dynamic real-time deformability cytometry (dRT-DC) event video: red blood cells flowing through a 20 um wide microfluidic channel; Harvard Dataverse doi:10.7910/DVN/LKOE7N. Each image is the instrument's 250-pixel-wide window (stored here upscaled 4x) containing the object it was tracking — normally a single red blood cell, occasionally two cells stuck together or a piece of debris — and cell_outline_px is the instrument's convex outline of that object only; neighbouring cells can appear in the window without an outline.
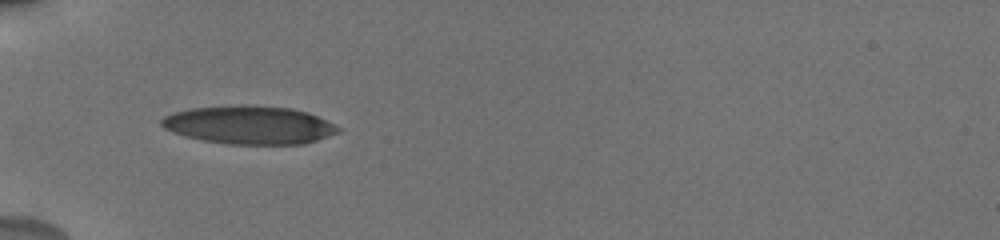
{"species": "human", "species_latin": "Homo sapiens", "temperature_condition": "cold", "stored_images_in_passage": 51, "camera_frame_rate_fps": 3000, "um_per_image_px": 0.085, "donor": {"sex": "male"}, "frame": {"image": 1, "passage_image": 1, "time_ms": 0.0, "image_size_px": [1000, 240], "cell_outline_px": [[344, 128], [340, 132], [304, 144], [228, 144], [204, 140], [184, 136], [172, 132], [164, 128], [160, 124], [160, 120], [164, 116], [176, 112], [192, 108], [240, 104], [244, 104], [292, 108], [308, 112]], "centroid_in_image_um": [21.22, 10.61], "position_along_channel_um": 63.8, "area_um2": 39.59}}
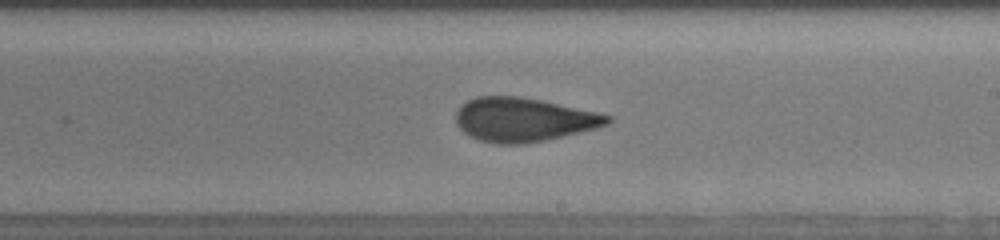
{"frame": {"image": 2, "passage_image": 22, "time_ms": 5.0, "image_size_px": [1000, 240], "cell_outline_px": [[612, 120], [608, 124], [596, 128], [544, 140], [524, 144], [496, 144], [480, 140], [464, 132], [456, 124], [456, 112], [468, 100], [476, 96], [520, 96], [540, 100], [596, 112], [612, 116]], "centroid_in_image_um": [44.49, 10.17], "position_along_channel_um": 244.5, "area_um2": 38.38}}
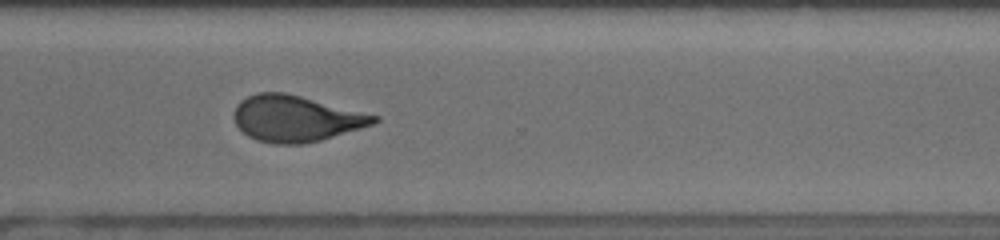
{"frame": {"image": 3, "passage_image": 33, "time_ms": 7.667, "image_size_px": [1000, 240], "cell_outline_px": [[380, 120], [372, 124], [360, 128], [320, 140], [304, 144], [276, 144], [256, 140], [248, 136], [236, 124], [236, 104], [240, 100], [256, 92], [284, 92], [380, 116]], "centroid_in_image_um": [25.15, 10.07], "position_along_channel_um": 345.5, "area_um2": 37.22}, "authors_computed_cell_mechanics": {"area_um2": 38.3214, "velocity_mm_per_s": 3.7864, "shape_relaxation_time_tau1_ms": 7.6043, "shape_relaxation_time_tau2_ms": 1.3196, "deformation_change_tau1": 0.2013, "deformation_change_tau2": 0.0872}}